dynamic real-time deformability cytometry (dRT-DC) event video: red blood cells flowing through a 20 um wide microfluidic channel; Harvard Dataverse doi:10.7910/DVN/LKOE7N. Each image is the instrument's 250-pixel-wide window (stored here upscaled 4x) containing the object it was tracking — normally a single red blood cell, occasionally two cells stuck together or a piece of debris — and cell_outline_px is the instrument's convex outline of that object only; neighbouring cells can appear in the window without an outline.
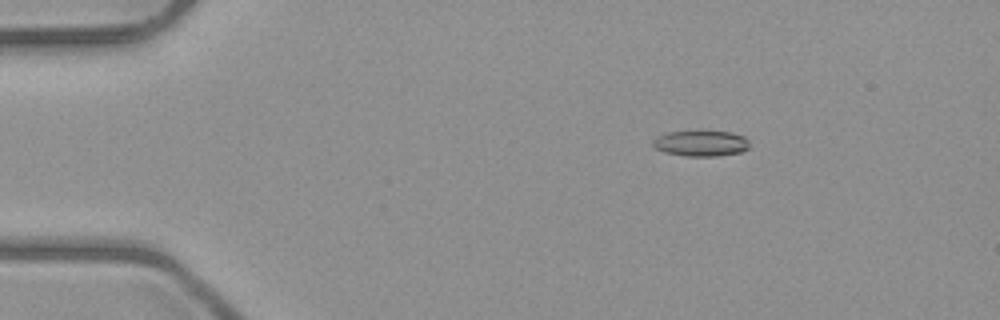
{"species": "common noctule bat (a hibernating species)", "species_latin": "Nyctalus noctula", "temperature_condition": "room temperature", "stored_images_in_passage": 4, "camera_frame_rate_fps": 3000, "um_per_image_px": 0.085, "animal": {"sex": "male", "body_mass_g": 23.1, "forearm_length_mm": 52.7}, "frame": {"image": 1, "passage_image": 2, "time_ms": 1.0, "image_size_px": [1000, 320], "cell_outline_px": [[748, 148], [740, 152], [716, 156], [684, 156], [664, 152], [656, 148], [652, 144], [652, 140], [656, 136], [668, 132], [700, 128], [732, 132], [744, 136], [748, 140]], "centroid_in_image_um": [59.55, 12.13], "position_along_channel_um": 25.4, "area_um2": 15.26}}